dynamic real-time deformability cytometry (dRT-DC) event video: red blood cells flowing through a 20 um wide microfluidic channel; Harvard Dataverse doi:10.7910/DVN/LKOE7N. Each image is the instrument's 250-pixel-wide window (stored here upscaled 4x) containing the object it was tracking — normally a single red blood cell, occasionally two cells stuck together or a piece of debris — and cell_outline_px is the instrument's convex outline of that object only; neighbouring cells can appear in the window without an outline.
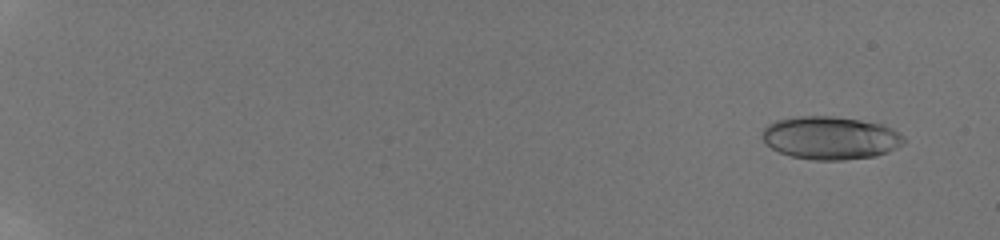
{"species": "human", "species_latin": "Homo sapiens", "temperature_condition": "room temperature", "stored_images_in_passage": 29, "camera_frame_rate_fps": 3000, "um_per_image_px": 0.085, "donor": {"sex": "male"}, "frame": {"image": 1, "passage_image": 2, "time_ms": 0.333, "image_size_px": [1000, 240], "cell_outline_px": [[904, 144], [888, 152], [876, 156], [844, 160], [812, 160], [792, 156], [780, 152], [772, 148], [760, 136], [760, 132], [768, 124], [776, 120], [800, 116], [836, 116], [860, 120], [880, 124], [892, 128], [904, 136]], "centroid_in_image_um": [70.59, 11.72], "position_along_channel_um": 14.4, "area_um2": 35.6}}
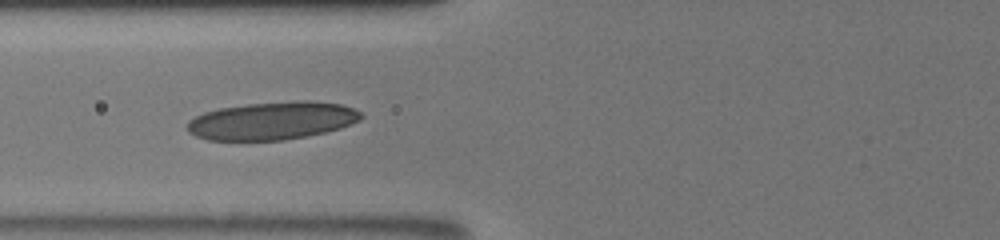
{"frame": {"image": 2, "passage_image": 18, "time_ms": 8.0, "image_size_px": [1000, 240], "cell_outline_px": [[364, 116], [360, 120], [340, 128], [324, 132], [284, 140], [208, 140], [196, 136], [188, 132], [188, 120], [204, 112], [220, 108], [248, 104], [296, 100], [308, 100], [340, 104], [352, 108], [360, 112]], "centroid_in_image_um": [23.13, 10.25], "position_along_channel_um": 102.7, "area_um2": 38.21}}
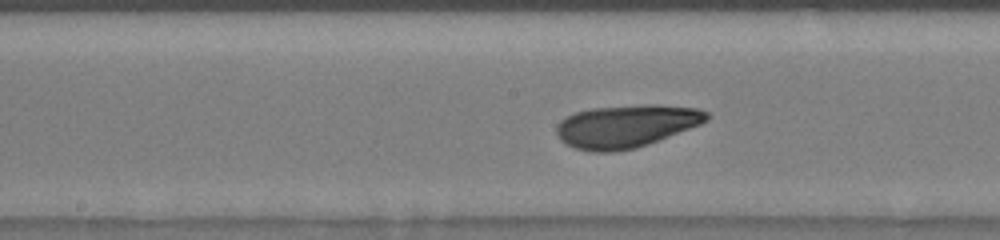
{"frame": {"image": 3, "passage_image": 24, "time_ms": 10.333, "image_size_px": [1000, 240], "cell_outline_px": [[712, 116], [708, 120], [700, 124], [648, 144], [636, 148], [616, 152], [592, 152], [576, 148], [560, 140], [556, 132], [556, 124], [560, 120], [576, 112], [592, 108], [644, 104], [656, 104], [700, 108], [708, 112]], "centroid_in_image_um": [53.24, 10.71], "position_along_channel_um": 195.0, "area_um2": 37.57}}